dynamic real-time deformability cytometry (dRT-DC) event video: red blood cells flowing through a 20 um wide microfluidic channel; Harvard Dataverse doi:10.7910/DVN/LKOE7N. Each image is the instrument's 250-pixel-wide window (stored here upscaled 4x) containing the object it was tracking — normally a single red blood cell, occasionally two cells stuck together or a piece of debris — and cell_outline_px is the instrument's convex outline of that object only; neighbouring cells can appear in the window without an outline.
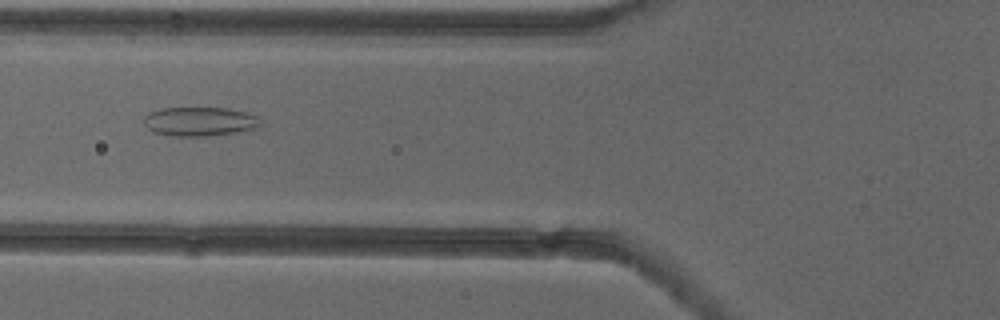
{"species": "common noctule bat (a hibernating species)", "species_latin": "Nyctalus noctula", "temperature_condition": "cold", "stored_images_in_passage": 10, "camera_frame_rate_fps": 3000, "um_per_image_px": 0.085, "animal": {"sex": "female"}, "frame": {"image": 1, "passage_image": 7, "time_ms": 2.0, "image_size_px": [1000, 320], "cell_outline_px": [[260, 124], [256, 128], [236, 132], [204, 136], [172, 136], [152, 132], [144, 124], [144, 116], [148, 112], [160, 108], [228, 108], [244, 112], [256, 116]], "centroid_in_image_um": [16.9, 10.32], "position_along_channel_um": 108.9, "area_um2": 19.65}}